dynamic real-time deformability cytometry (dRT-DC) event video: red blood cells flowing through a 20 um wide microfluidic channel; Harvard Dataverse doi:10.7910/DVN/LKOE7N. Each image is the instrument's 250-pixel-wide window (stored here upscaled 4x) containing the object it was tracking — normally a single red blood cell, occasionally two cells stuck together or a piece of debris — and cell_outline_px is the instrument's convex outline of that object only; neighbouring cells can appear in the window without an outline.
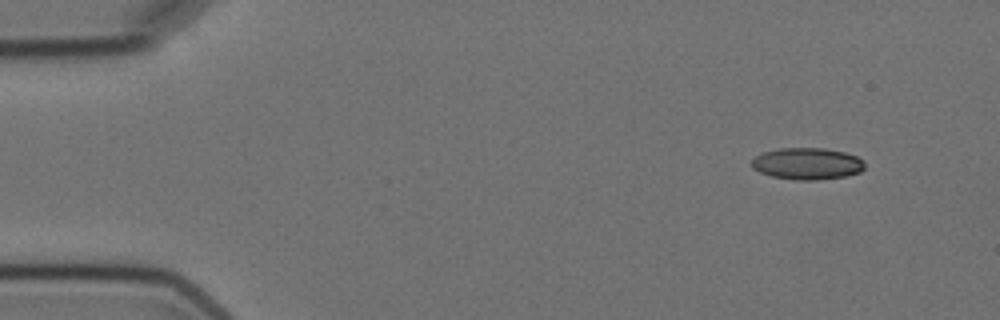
{"species": "Egyptian fruit bat (a non-hibernating species)", "species_latin": "Rousettus aegyptiacus", "temperature_condition": "cold", "stored_images_in_passage": 4, "camera_frame_rate_fps": 3000, "um_per_image_px": 0.085, "animal": {"sex": "female"}, "frame": {"image": 1, "passage_image": 1, "time_ms": 0.0, "image_size_px": [1000, 320], "cell_outline_px": [[864, 168], [860, 172], [844, 176], [816, 180], [796, 180], [772, 176], [760, 172], [752, 168], [752, 160], [756, 156], [764, 152], [780, 148], [824, 148], [844, 152], [856, 156], [864, 160]], "centroid_in_image_um": [68.62, 13.91], "position_along_channel_um": 16.4, "area_um2": 20.81}}
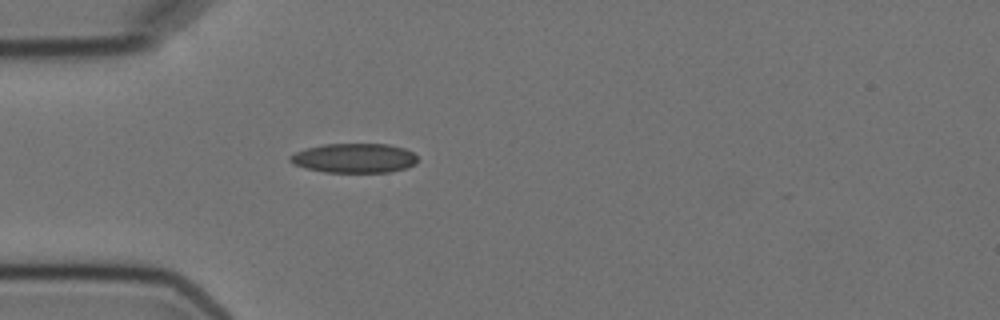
{"frame": {"image": 2, "passage_image": 4, "time_ms": 3.667, "image_size_px": [1000, 320], "cell_outline_px": [[416, 164], [408, 168], [388, 172], [324, 172], [292, 164], [288, 160], [288, 156], [304, 148], [324, 144], [388, 144], [404, 148], [412, 152], [416, 156]], "centroid_in_image_um": [30.09, 13.44], "position_along_channel_um": 54.9, "area_um2": 21.96}}